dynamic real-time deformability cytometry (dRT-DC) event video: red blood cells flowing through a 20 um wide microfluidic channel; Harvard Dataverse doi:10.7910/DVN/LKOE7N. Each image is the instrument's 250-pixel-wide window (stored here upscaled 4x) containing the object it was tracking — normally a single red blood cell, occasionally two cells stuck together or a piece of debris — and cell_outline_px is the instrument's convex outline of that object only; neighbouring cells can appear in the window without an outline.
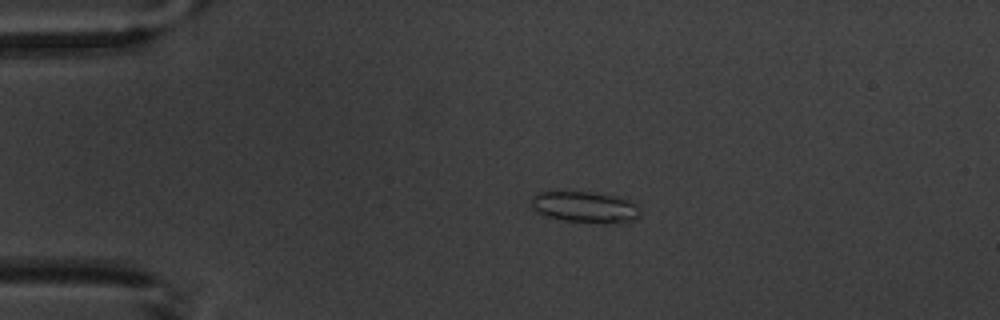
{"species": "common noctule bat (a hibernating species)", "species_latin": "Nyctalus noctula", "temperature_condition": "warm", "stored_images_in_passage": 5, "camera_frame_rate_fps": 3000, "um_per_image_px": 0.085, "animal": {"sex": "male", "body_mass_g": 20.1, "forearm_length_mm": 53.5}, "frame": {"image": 1, "passage_image": 3, "time_ms": 3.333, "image_size_px": [1000, 320], "cell_outline_px": [[640, 216], [632, 220], [608, 224], [600, 224], [560, 220], [536, 212], [532, 208], [532, 196], [536, 192], [588, 192], [620, 196], [628, 200], [640, 208]], "centroid_in_image_um": [49.73, 17.61], "position_along_channel_um": 35.3, "area_um2": 20.0}}
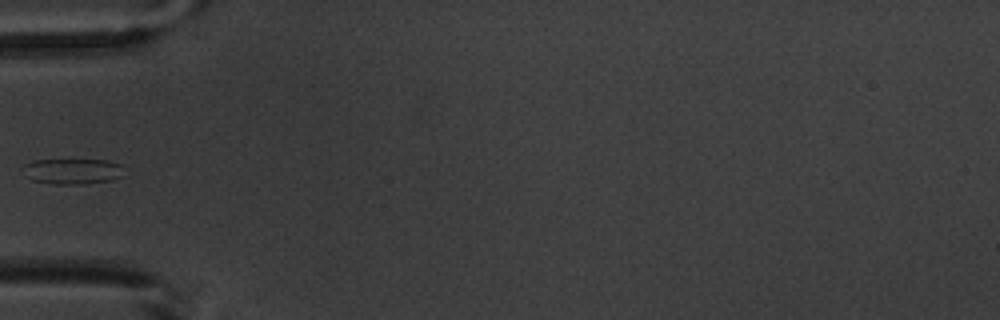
{"frame": {"image": 2, "passage_image": 5, "time_ms": 5.667, "image_size_px": [1000, 320], "cell_outline_px": [[128, 176], [112, 180], [84, 184], [52, 184], [32, 180], [20, 168], [24, 164], [32, 160], [108, 160], [124, 164]], "centroid_in_image_um": [6.28, 14.55], "position_along_channel_um": 78.7, "area_um2": 15.66}}